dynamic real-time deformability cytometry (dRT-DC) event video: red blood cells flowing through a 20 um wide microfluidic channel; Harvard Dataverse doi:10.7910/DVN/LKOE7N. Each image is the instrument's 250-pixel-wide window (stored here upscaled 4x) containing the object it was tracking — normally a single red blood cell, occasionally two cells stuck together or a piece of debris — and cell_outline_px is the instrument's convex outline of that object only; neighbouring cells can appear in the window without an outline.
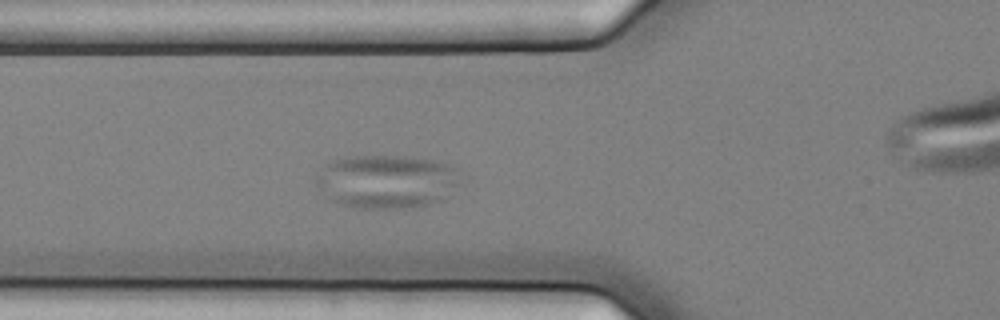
{"species": "common noctule bat (a hibernating species)", "species_latin": "Nyctalus noctula", "temperature_condition": "cold", "stored_images_in_passage": 42, "camera_frame_rate_fps": 3000, "um_per_image_px": 0.085, "animal": {"sex": "female", "body_mass_g": 25.1}, "frame": {"image": 1, "passage_image": 5, "time_ms": 1.333, "image_size_px": [1000, 320], "cell_outline_px": [[456, 184], [444, 200], [412, 208], [364, 208], [340, 204], [332, 200], [312, 180], [320, 168], [332, 160], [348, 156], [404, 156], [432, 160], [448, 164], [456, 168]], "centroid_in_image_um": [32.8, 15.42], "position_along_channel_um": 93.0, "area_um2": 44.85}}
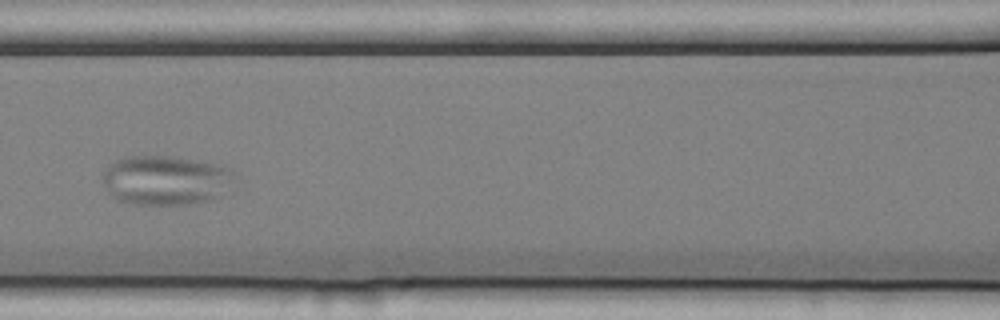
{"frame": {"image": 2, "passage_image": 10, "time_ms": 3.0, "image_size_px": [1000, 320], "cell_outline_px": [[236, 176], [212, 200], [196, 204], [132, 204], [120, 200], [112, 196], [108, 192], [104, 184], [104, 172], [108, 164], [124, 156], [172, 156], [220, 164], [232, 168], [236, 172]], "centroid_in_image_um": [14.08, 15.3], "position_along_channel_um": 152.5, "area_um2": 38.03}}
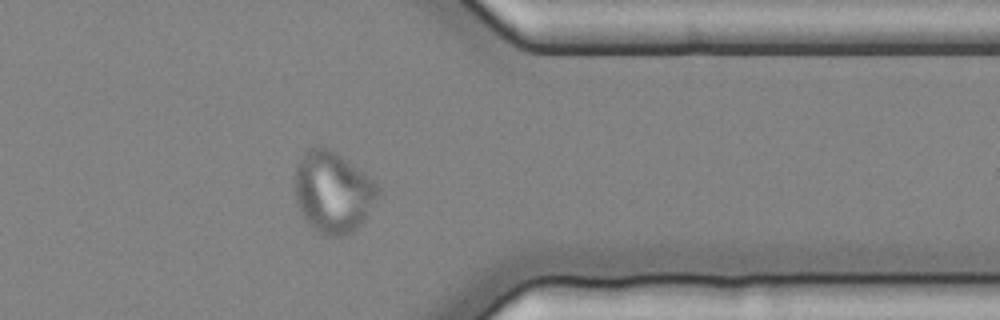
{"frame": {"image": 3, "passage_image": 30, "time_ms": 9.667, "image_size_px": [1000, 320], "cell_outline_px": [[380, 192], [364, 220], [352, 232], [344, 236], [324, 236], [312, 228], [304, 220], [296, 204], [292, 184], [296, 164], [312, 148], [320, 144], [336, 152], [376, 180], [380, 188]], "centroid_in_image_um": [28.27, 16.33], "position_along_channel_um": 383.1, "area_um2": 40.06}}